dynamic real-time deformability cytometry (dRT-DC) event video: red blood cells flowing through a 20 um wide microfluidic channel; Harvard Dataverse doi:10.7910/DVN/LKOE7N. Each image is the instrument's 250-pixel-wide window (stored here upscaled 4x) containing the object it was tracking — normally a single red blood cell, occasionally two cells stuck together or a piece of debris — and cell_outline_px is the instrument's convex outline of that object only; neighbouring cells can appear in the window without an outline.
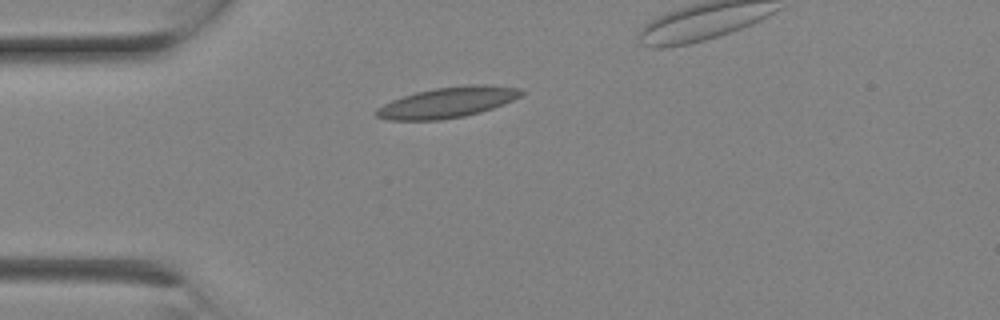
{"species": "Egyptian fruit bat (a non-hibernating species)", "species_latin": "Rousettus aegyptiacus", "temperature_condition": "room temperature", "stored_images_in_passage": 6, "camera_frame_rate_fps": 3000, "um_per_image_px": 0.085, "animal": {"sex": "female"}, "frame": {"image": 1, "passage_image": 3, "time_ms": 0.667, "image_size_px": [1000, 320], "cell_outline_px": [[524, 92], [520, 96], [504, 104], [480, 112], [464, 116], [440, 120], [388, 120], [376, 116], [372, 112], [376, 108], [392, 100], [416, 92], [436, 88], [468, 84], [492, 84], [520, 88]], "centroid_in_image_um": [38.04, 8.7], "position_along_channel_um": 47.0, "area_um2": 25.95}}